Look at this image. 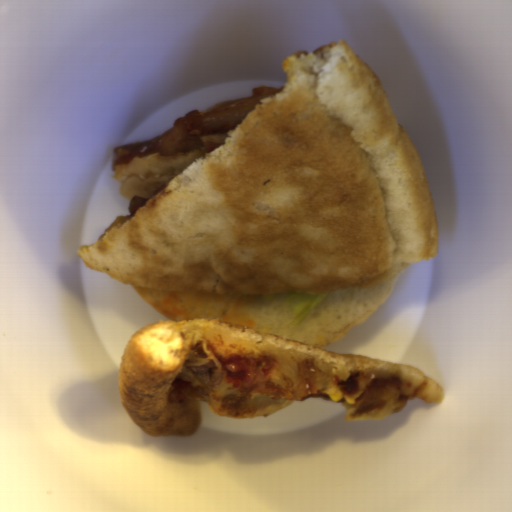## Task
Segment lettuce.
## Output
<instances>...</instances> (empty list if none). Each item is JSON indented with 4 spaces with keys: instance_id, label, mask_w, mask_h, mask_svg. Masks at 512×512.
<instances>
[{
    "instance_id": "lettuce-1",
    "label": "lettuce",
    "mask_w": 512,
    "mask_h": 512,
    "mask_svg": "<svg viewBox=\"0 0 512 512\" xmlns=\"http://www.w3.org/2000/svg\"><path fill=\"white\" fill-rule=\"evenodd\" d=\"M286 305L291 309L292 323H300L305 316L325 298V293L286 294Z\"/></svg>"
}]
</instances>
